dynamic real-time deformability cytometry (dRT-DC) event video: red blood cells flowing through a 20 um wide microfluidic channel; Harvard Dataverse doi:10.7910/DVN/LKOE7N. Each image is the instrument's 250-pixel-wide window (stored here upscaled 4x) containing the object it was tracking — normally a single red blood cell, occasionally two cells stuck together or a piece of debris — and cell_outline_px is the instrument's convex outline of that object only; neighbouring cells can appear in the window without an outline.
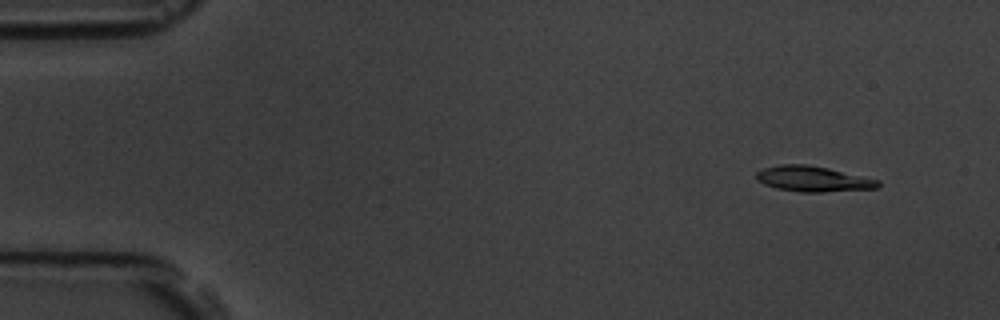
{"species": "common noctule bat (a hibernating species)", "species_latin": "Nyctalus noctula", "temperature_condition": "room temperature", "stored_images_in_passage": 7, "camera_frame_rate_fps": 3000, "um_per_image_px": 0.085, "animal": {"sex": "male", "body_mass_g": 19.5, "forearm_length_mm": 54.6}, "frame": {"image": 1, "passage_image": 2, "time_ms": 1.333, "image_size_px": [1000, 320], "cell_outline_px": [[880, 184], [876, 188], [824, 192], [800, 192], [776, 188], [764, 184], [756, 180], [756, 172], [764, 168], [780, 164], [804, 164], [828, 168], [880, 180]], "centroid_in_image_um": [69.09, 15.21], "position_along_channel_um": 15.9, "area_um2": 18.03}}
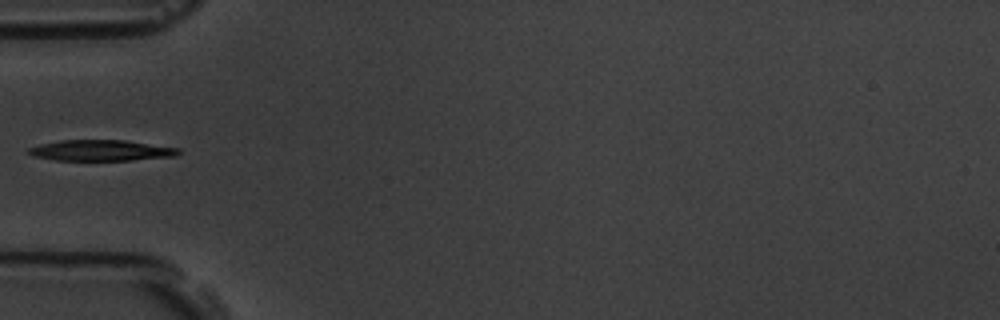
{"frame": {"image": 2, "passage_image": 6, "time_ms": 6.0, "image_size_px": [1000, 320], "cell_outline_px": [[180, 152], [176, 156], [132, 160], [56, 160], [32, 156], [24, 152], [28, 148], [40, 144], [60, 140], [124, 140], [180, 148]], "centroid_in_image_um": [8.55, 12.78], "position_along_channel_um": 76.5, "area_um2": 18.32}}
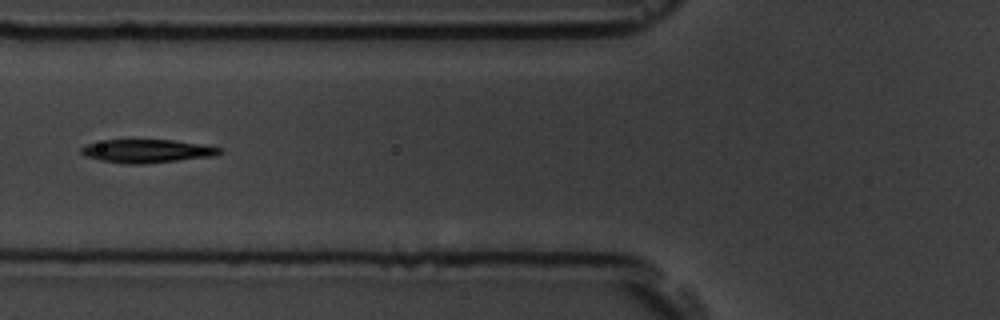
{"frame": {"image": 3, "passage_image": 7, "time_ms": 7.0, "image_size_px": [1000, 320], "cell_outline_px": [[224, 148], [216, 156], [144, 164], [128, 164], [100, 160], [84, 156], [80, 152], [80, 148], [84, 144], [104, 140], [176, 140]], "centroid_in_image_um": [12.48, 12.84], "position_along_channel_um": 113.3, "area_um2": 18.96}}